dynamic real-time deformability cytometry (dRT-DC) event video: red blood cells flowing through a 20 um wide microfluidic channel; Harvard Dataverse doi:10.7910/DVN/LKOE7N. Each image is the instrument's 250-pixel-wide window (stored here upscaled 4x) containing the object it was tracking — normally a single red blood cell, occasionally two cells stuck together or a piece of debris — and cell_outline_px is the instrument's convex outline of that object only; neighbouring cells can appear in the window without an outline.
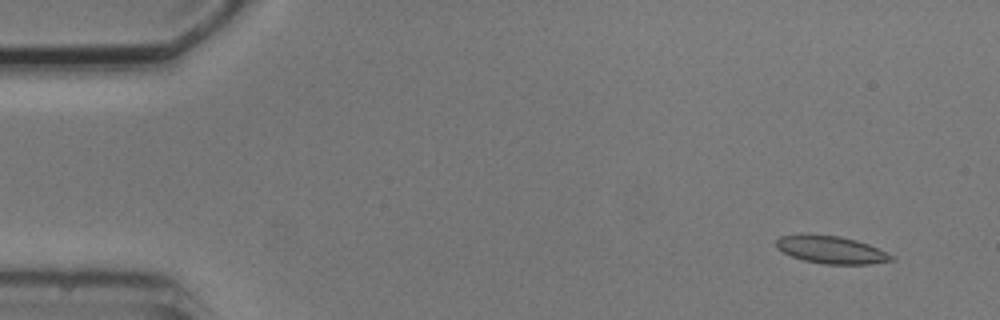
{"species": "common noctule bat (a hibernating species)", "species_latin": "Nyctalus noctula", "temperature_condition": "cold", "stored_images_in_passage": 5, "camera_frame_rate_fps": 3000, "um_per_image_px": 0.085, "animal": {"sex": "male", "body_mass_g": 20.5, "forearm_length_mm": 52.5}, "frame": {"image": 1, "passage_image": 1, "time_ms": 0.0, "image_size_px": [1000, 320], "cell_outline_px": [[896, 260], [868, 264], [824, 264], [804, 260], [792, 256], [776, 248], [776, 240], [780, 236], [804, 232], [808, 232], [840, 236], [856, 240], [868, 244], [892, 256]], "centroid_in_image_um": [70.58, 21.19], "position_along_channel_um": 14.4, "area_um2": 18.73}}
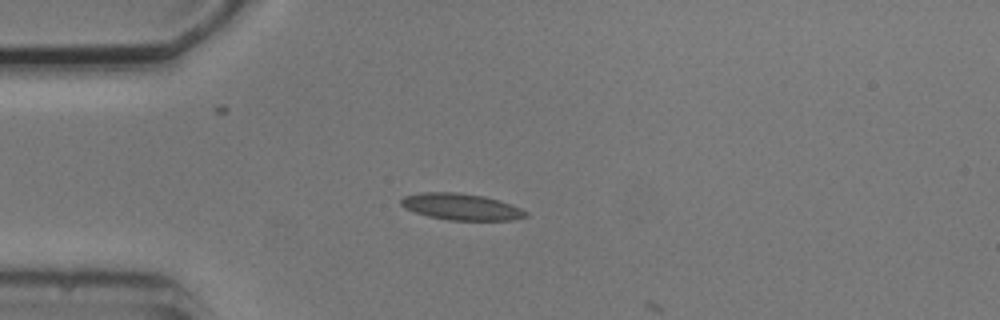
{"frame": {"image": 2, "passage_image": 4, "time_ms": 3.333, "image_size_px": [1000, 320], "cell_outline_px": [[528, 216], [512, 220], [448, 220], [428, 216], [404, 208], [400, 204], [400, 200], [404, 196], [420, 192], [456, 192], [484, 196], [500, 200], [512, 204], [528, 212]], "centroid_in_image_um": [39.21, 17.57], "position_along_channel_um": 45.8, "area_um2": 19.36}}